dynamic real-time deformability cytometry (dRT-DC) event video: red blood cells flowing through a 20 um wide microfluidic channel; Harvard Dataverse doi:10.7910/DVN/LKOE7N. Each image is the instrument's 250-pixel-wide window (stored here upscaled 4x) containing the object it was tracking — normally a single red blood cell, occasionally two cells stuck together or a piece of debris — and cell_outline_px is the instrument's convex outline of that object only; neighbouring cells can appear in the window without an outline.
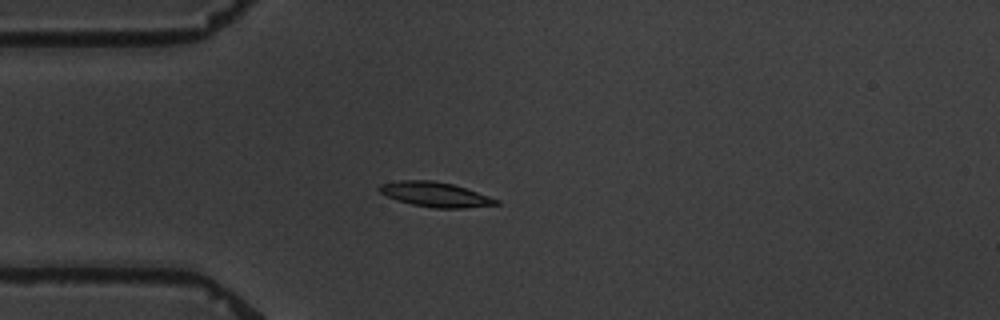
{"species": "common noctule bat (a hibernating species)", "species_latin": "Nyctalus noctula", "temperature_condition": "warm", "stored_images_in_passage": 1, "camera_frame_rate_fps": 3000, "um_per_image_px": 0.085, "animal": {"sex": "male", "body_mass_g": 19.5, "forearm_length_mm": 54.6}, "frame": {"image": 1, "passage_image": 1, "time_ms": 0.0, "image_size_px": [1000, 320], "cell_outline_px": [[500, 204], [464, 208], [432, 208], [412, 204], [396, 200], [380, 192], [376, 188], [380, 184], [400, 180], [432, 180], [452, 184], [500, 200]], "centroid_in_image_um": [36.97, 16.53], "position_along_channel_um": 48.0, "area_um2": 16.76}}